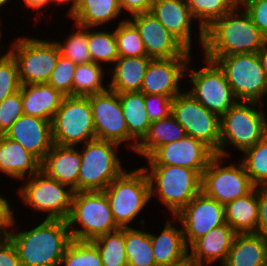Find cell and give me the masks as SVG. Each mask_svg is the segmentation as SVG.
Here are the masks:
<instances>
[{
	"mask_svg": "<svg viewBox=\"0 0 267 266\" xmlns=\"http://www.w3.org/2000/svg\"><path fill=\"white\" fill-rule=\"evenodd\" d=\"M15 215L6 235L15 246L21 266H60L72 238L67 220L44 219L29 230H18ZM15 228V230H14Z\"/></svg>",
	"mask_w": 267,
	"mask_h": 266,
	"instance_id": "cell-1",
	"label": "cell"
},
{
	"mask_svg": "<svg viewBox=\"0 0 267 266\" xmlns=\"http://www.w3.org/2000/svg\"><path fill=\"white\" fill-rule=\"evenodd\" d=\"M266 37L238 4L205 29L203 56L211 61L232 54L257 53Z\"/></svg>",
	"mask_w": 267,
	"mask_h": 266,
	"instance_id": "cell-2",
	"label": "cell"
},
{
	"mask_svg": "<svg viewBox=\"0 0 267 266\" xmlns=\"http://www.w3.org/2000/svg\"><path fill=\"white\" fill-rule=\"evenodd\" d=\"M263 107L255 102H237L220 118L217 156L229 159L230 151L226 148L231 146L243 153L267 135V115Z\"/></svg>",
	"mask_w": 267,
	"mask_h": 266,
	"instance_id": "cell-3",
	"label": "cell"
},
{
	"mask_svg": "<svg viewBox=\"0 0 267 266\" xmlns=\"http://www.w3.org/2000/svg\"><path fill=\"white\" fill-rule=\"evenodd\" d=\"M141 167L148 177L151 200L159 199L171 217L201 191V175L196 170L174 165Z\"/></svg>",
	"mask_w": 267,
	"mask_h": 266,
	"instance_id": "cell-4",
	"label": "cell"
},
{
	"mask_svg": "<svg viewBox=\"0 0 267 266\" xmlns=\"http://www.w3.org/2000/svg\"><path fill=\"white\" fill-rule=\"evenodd\" d=\"M67 223L71 238L78 241H91L120 228L104 191L74 192Z\"/></svg>",
	"mask_w": 267,
	"mask_h": 266,
	"instance_id": "cell-5",
	"label": "cell"
},
{
	"mask_svg": "<svg viewBox=\"0 0 267 266\" xmlns=\"http://www.w3.org/2000/svg\"><path fill=\"white\" fill-rule=\"evenodd\" d=\"M116 224L120 228L132 227L151 202L148 177L142 167L125 170L104 190Z\"/></svg>",
	"mask_w": 267,
	"mask_h": 266,
	"instance_id": "cell-6",
	"label": "cell"
},
{
	"mask_svg": "<svg viewBox=\"0 0 267 266\" xmlns=\"http://www.w3.org/2000/svg\"><path fill=\"white\" fill-rule=\"evenodd\" d=\"M81 147L78 192L103 191L126 170L117 154L120 144L95 138Z\"/></svg>",
	"mask_w": 267,
	"mask_h": 266,
	"instance_id": "cell-7",
	"label": "cell"
},
{
	"mask_svg": "<svg viewBox=\"0 0 267 266\" xmlns=\"http://www.w3.org/2000/svg\"><path fill=\"white\" fill-rule=\"evenodd\" d=\"M14 40L9 45V53L17 63L20 84L47 83L60 55L56 40L30 35Z\"/></svg>",
	"mask_w": 267,
	"mask_h": 266,
	"instance_id": "cell-8",
	"label": "cell"
},
{
	"mask_svg": "<svg viewBox=\"0 0 267 266\" xmlns=\"http://www.w3.org/2000/svg\"><path fill=\"white\" fill-rule=\"evenodd\" d=\"M25 180L17 194L22 204L40 214L45 213V219L67 220L72 204L74 191L68 186L49 177L42 170Z\"/></svg>",
	"mask_w": 267,
	"mask_h": 266,
	"instance_id": "cell-9",
	"label": "cell"
},
{
	"mask_svg": "<svg viewBox=\"0 0 267 266\" xmlns=\"http://www.w3.org/2000/svg\"><path fill=\"white\" fill-rule=\"evenodd\" d=\"M203 58L202 61L205 65L200 69L192 68L190 65L192 57L190 58L185 76H189L188 81L191 83L189 85L192 86L185 91L207 110L221 118L238 101L224 71L215 61Z\"/></svg>",
	"mask_w": 267,
	"mask_h": 266,
	"instance_id": "cell-10",
	"label": "cell"
},
{
	"mask_svg": "<svg viewBox=\"0 0 267 266\" xmlns=\"http://www.w3.org/2000/svg\"><path fill=\"white\" fill-rule=\"evenodd\" d=\"M215 62L224 71L238 102L264 104L267 75L257 53L221 56Z\"/></svg>",
	"mask_w": 267,
	"mask_h": 266,
	"instance_id": "cell-11",
	"label": "cell"
},
{
	"mask_svg": "<svg viewBox=\"0 0 267 266\" xmlns=\"http://www.w3.org/2000/svg\"><path fill=\"white\" fill-rule=\"evenodd\" d=\"M53 144L79 146L95 139L88 97L65 96L51 121Z\"/></svg>",
	"mask_w": 267,
	"mask_h": 266,
	"instance_id": "cell-12",
	"label": "cell"
},
{
	"mask_svg": "<svg viewBox=\"0 0 267 266\" xmlns=\"http://www.w3.org/2000/svg\"><path fill=\"white\" fill-rule=\"evenodd\" d=\"M226 159L216 155L201 175V191L224 206L255 188L244 165Z\"/></svg>",
	"mask_w": 267,
	"mask_h": 266,
	"instance_id": "cell-13",
	"label": "cell"
},
{
	"mask_svg": "<svg viewBox=\"0 0 267 266\" xmlns=\"http://www.w3.org/2000/svg\"><path fill=\"white\" fill-rule=\"evenodd\" d=\"M172 115L185 129L186 135L203 141L215 153L220 147V117L182 91L172 102Z\"/></svg>",
	"mask_w": 267,
	"mask_h": 266,
	"instance_id": "cell-14",
	"label": "cell"
},
{
	"mask_svg": "<svg viewBox=\"0 0 267 266\" xmlns=\"http://www.w3.org/2000/svg\"><path fill=\"white\" fill-rule=\"evenodd\" d=\"M93 114L95 137L124 144L135 151L137 142L129 135L119 95L107 90L88 96Z\"/></svg>",
	"mask_w": 267,
	"mask_h": 266,
	"instance_id": "cell-15",
	"label": "cell"
},
{
	"mask_svg": "<svg viewBox=\"0 0 267 266\" xmlns=\"http://www.w3.org/2000/svg\"><path fill=\"white\" fill-rule=\"evenodd\" d=\"M181 224L184 241L189 248L197 239L225 221V206L200 191L175 216Z\"/></svg>",
	"mask_w": 267,
	"mask_h": 266,
	"instance_id": "cell-16",
	"label": "cell"
},
{
	"mask_svg": "<svg viewBox=\"0 0 267 266\" xmlns=\"http://www.w3.org/2000/svg\"><path fill=\"white\" fill-rule=\"evenodd\" d=\"M127 19L137 28L147 57L151 59H170L194 56L150 12L127 16Z\"/></svg>",
	"mask_w": 267,
	"mask_h": 266,
	"instance_id": "cell-17",
	"label": "cell"
},
{
	"mask_svg": "<svg viewBox=\"0 0 267 266\" xmlns=\"http://www.w3.org/2000/svg\"><path fill=\"white\" fill-rule=\"evenodd\" d=\"M215 156V152L203 141L186 135L181 140L160 146L146 159L148 165L182 166L202 175Z\"/></svg>",
	"mask_w": 267,
	"mask_h": 266,
	"instance_id": "cell-18",
	"label": "cell"
},
{
	"mask_svg": "<svg viewBox=\"0 0 267 266\" xmlns=\"http://www.w3.org/2000/svg\"><path fill=\"white\" fill-rule=\"evenodd\" d=\"M190 58L152 59L144 75L141 92L165 95L174 99L184 90L179 83L186 78L185 73Z\"/></svg>",
	"mask_w": 267,
	"mask_h": 266,
	"instance_id": "cell-19",
	"label": "cell"
},
{
	"mask_svg": "<svg viewBox=\"0 0 267 266\" xmlns=\"http://www.w3.org/2000/svg\"><path fill=\"white\" fill-rule=\"evenodd\" d=\"M18 142L40 162L53 146L51 121L21 115L4 134Z\"/></svg>",
	"mask_w": 267,
	"mask_h": 266,
	"instance_id": "cell-20",
	"label": "cell"
},
{
	"mask_svg": "<svg viewBox=\"0 0 267 266\" xmlns=\"http://www.w3.org/2000/svg\"><path fill=\"white\" fill-rule=\"evenodd\" d=\"M150 13L189 51H193V22L186 0H153Z\"/></svg>",
	"mask_w": 267,
	"mask_h": 266,
	"instance_id": "cell-21",
	"label": "cell"
},
{
	"mask_svg": "<svg viewBox=\"0 0 267 266\" xmlns=\"http://www.w3.org/2000/svg\"><path fill=\"white\" fill-rule=\"evenodd\" d=\"M236 234L227 223L211 229L188 248V257L196 266H212L217 262L221 266Z\"/></svg>",
	"mask_w": 267,
	"mask_h": 266,
	"instance_id": "cell-22",
	"label": "cell"
},
{
	"mask_svg": "<svg viewBox=\"0 0 267 266\" xmlns=\"http://www.w3.org/2000/svg\"><path fill=\"white\" fill-rule=\"evenodd\" d=\"M77 148V146L53 144L40 163V170L74 192H78V174L81 165V154Z\"/></svg>",
	"mask_w": 267,
	"mask_h": 266,
	"instance_id": "cell-23",
	"label": "cell"
},
{
	"mask_svg": "<svg viewBox=\"0 0 267 266\" xmlns=\"http://www.w3.org/2000/svg\"><path fill=\"white\" fill-rule=\"evenodd\" d=\"M171 219L166 217L159 235L149 232L156 266L173 265L188 257L181 224L174 216ZM174 222H177L176 225ZM178 223L180 227H177Z\"/></svg>",
	"mask_w": 267,
	"mask_h": 266,
	"instance_id": "cell-24",
	"label": "cell"
},
{
	"mask_svg": "<svg viewBox=\"0 0 267 266\" xmlns=\"http://www.w3.org/2000/svg\"><path fill=\"white\" fill-rule=\"evenodd\" d=\"M40 161L18 142L0 135V172L5 176L21 180L40 170Z\"/></svg>",
	"mask_w": 267,
	"mask_h": 266,
	"instance_id": "cell-25",
	"label": "cell"
},
{
	"mask_svg": "<svg viewBox=\"0 0 267 266\" xmlns=\"http://www.w3.org/2000/svg\"><path fill=\"white\" fill-rule=\"evenodd\" d=\"M23 114L52 121L64 95L48 83L21 85Z\"/></svg>",
	"mask_w": 267,
	"mask_h": 266,
	"instance_id": "cell-26",
	"label": "cell"
},
{
	"mask_svg": "<svg viewBox=\"0 0 267 266\" xmlns=\"http://www.w3.org/2000/svg\"><path fill=\"white\" fill-rule=\"evenodd\" d=\"M152 59L147 56L119 57L109 69V90L116 93L141 91L144 75Z\"/></svg>",
	"mask_w": 267,
	"mask_h": 266,
	"instance_id": "cell-27",
	"label": "cell"
},
{
	"mask_svg": "<svg viewBox=\"0 0 267 266\" xmlns=\"http://www.w3.org/2000/svg\"><path fill=\"white\" fill-rule=\"evenodd\" d=\"M122 11L119 0H79L67 17L84 28H100L120 19ZM103 25V26H102Z\"/></svg>",
	"mask_w": 267,
	"mask_h": 266,
	"instance_id": "cell-28",
	"label": "cell"
},
{
	"mask_svg": "<svg viewBox=\"0 0 267 266\" xmlns=\"http://www.w3.org/2000/svg\"><path fill=\"white\" fill-rule=\"evenodd\" d=\"M267 260V239L255 234H236L221 266H261Z\"/></svg>",
	"mask_w": 267,
	"mask_h": 266,
	"instance_id": "cell-29",
	"label": "cell"
},
{
	"mask_svg": "<svg viewBox=\"0 0 267 266\" xmlns=\"http://www.w3.org/2000/svg\"><path fill=\"white\" fill-rule=\"evenodd\" d=\"M185 136V129L171 113L168 117L150 124L146 135L137 144L134 152L141 158H148L160 146L181 140Z\"/></svg>",
	"mask_w": 267,
	"mask_h": 266,
	"instance_id": "cell-30",
	"label": "cell"
},
{
	"mask_svg": "<svg viewBox=\"0 0 267 266\" xmlns=\"http://www.w3.org/2000/svg\"><path fill=\"white\" fill-rule=\"evenodd\" d=\"M225 221L237 234L256 233L258 226L256 188L225 205Z\"/></svg>",
	"mask_w": 267,
	"mask_h": 266,
	"instance_id": "cell-31",
	"label": "cell"
},
{
	"mask_svg": "<svg viewBox=\"0 0 267 266\" xmlns=\"http://www.w3.org/2000/svg\"><path fill=\"white\" fill-rule=\"evenodd\" d=\"M129 135L139 143L150 127L145 108V94L141 91L118 93Z\"/></svg>",
	"mask_w": 267,
	"mask_h": 266,
	"instance_id": "cell-32",
	"label": "cell"
},
{
	"mask_svg": "<svg viewBox=\"0 0 267 266\" xmlns=\"http://www.w3.org/2000/svg\"><path fill=\"white\" fill-rule=\"evenodd\" d=\"M139 222L141 229L124 228L128 266H156L150 233L142 229L146 221L142 217Z\"/></svg>",
	"mask_w": 267,
	"mask_h": 266,
	"instance_id": "cell-33",
	"label": "cell"
},
{
	"mask_svg": "<svg viewBox=\"0 0 267 266\" xmlns=\"http://www.w3.org/2000/svg\"><path fill=\"white\" fill-rule=\"evenodd\" d=\"M195 20L197 19L199 27V38L197 43L203 49L205 41V29H207L215 20L231 12L238 4L239 0H186Z\"/></svg>",
	"mask_w": 267,
	"mask_h": 266,
	"instance_id": "cell-34",
	"label": "cell"
},
{
	"mask_svg": "<svg viewBox=\"0 0 267 266\" xmlns=\"http://www.w3.org/2000/svg\"><path fill=\"white\" fill-rule=\"evenodd\" d=\"M106 68L94 62L77 65L73 76L72 96L88 97L109 90V86H104L108 82L104 77L109 70Z\"/></svg>",
	"mask_w": 267,
	"mask_h": 266,
	"instance_id": "cell-35",
	"label": "cell"
},
{
	"mask_svg": "<svg viewBox=\"0 0 267 266\" xmlns=\"http://www.w3.org/2000/svg\"><path fill=\"white\" fill-rule=\"evenodd\" d=\"M88 28V49L92 62L103 65H110V69L119 58L117 40L114 30H98V27Z\"/></svg>",
	"mask_w": 267,
	"mask_h": 266,
	"instance_id": "cell-36",
	"label": "cell"
},
{
	"mask_svg": "<svg viewBox=\"0 0 267 266\" xmlns=\"http://www.w3.org/2000/svg\"><path fill=\"white\" fill-rule=\"evenodd\" d=\"M91 242L98 249L103 266H128L124 228L100 235Z\"/></svg>",
	"mask_w": 267,
	"mask_h": 266,
	"instance_id": "cell-37",
	"label": "cell"
},
{
	"mask_svg": "<svg viewBox=\"0 0 267 266\" xmlns=\"http://www.w3.org/2000/svg\"><path fill=\"white\" fill-rule=\"evenodd\" d=\"M243 156L241 163L252 184L255 187L267 186V135L254 146L245 150Z\"/></svg>",
	"mask_w": 267,
	"mask_h": 266,
	"instance_id": "cell-38",
	"label": "cell"
},
{
	"mask_svg": "<svg viewBox=\"0 0 267 266\" xmlns=\"http://www.w3.org/2000/svg\"><path fill=\"white\" fill-rule=\"evenodd\" d=\"M75 25V29L72 27V33L63 42L57 40L56 44L59 47L60 54L76 65L90 63L92 59L88 49V28Z\"/></svg>",
	"mask_w": 267,
	"mask_h": 266,
	"instance_id": "cell-39",
	"label": "cell"
},
{
	"mask_svg": "<svg viewBox=\"0 0 267 266\" xmlns=\"http://www.w3.org/2000/svg\"><path fill=\"white\" fill-rule=\"evenodd\" d=\"M126 17L118 20L114 29L119 57L147 56L142 38L137 28Z\"/></svg>",
	"mask_w": 267,
	"mask_h": 266,
	"instance_id": "cell-40",
	"label": "cell"
},
{
	"mask_svg": "<svg viewBox=\"0 0 267 266\" xmlns=\"http://www.w3.org/2000/svg\"><path fill=\"white\" fill-rule=\"evenodd\" d=\"M60 266H103L101 256L91 241L72 239L62 256Z\"/></svg>",
	"mask_w": 267,
	"mask_h": 266,
	"instance_id": "cell-41",
	"label": "cell"
},
{
	"mask_svg": "<svg viewBox=\"0 0 267 266\" xmlns=\"http://www.w3.org/2000/svg\"><path fill=\"white\" fill-rule=\"evenodd\" d=\"M76 66L75 63L60 54L47 83L64 96H72L73 76Z\"/></svg>",
	"mask_w": 267,
	"mask_h": 266,
	"instance_id": "cell-42",
	"label": "cell"
},
{
	"mask_svg": "<svg viewBox=\"0 0 267 266\" xmlns=\"http://www.w3.org/2000/svg\"><path fill=\"white\" fill-rule=\"evenodd\" d=\"M18 67L11 54L0 62V103L20 90Z\"/></svg>",
	"mask_w": 267,
	"mask_h": 266,
	"instance_id": "cell-43",
	"label": "cell"
},
{
	"mask_svg": "<svg viewBox=\"0 0 267 266\" xmlns=\"http://www.w3.org/2000/svg\"><path fill=\"white\" fill-rule=\"evenodd\" d=\"M23 115L21 90L8 96L0 103V135L12 126Z\"/></svg>",
	"mask_w": 267,
	"mask_h": 266,
	"instance_id": "cell-44",
	"label": "cell"
},
{
	"mask_svg": "<svg viewBox=\"0 0 267 266\" xmlns=\"http://www.w3.org/2000/svg\"><path fill=\"white\" fill-rule=\"evenodd\" d=\"M172 102L165 95L145 94V108L150 122L168 117L172 113Z\"/></svg>",
	"mask_w": 267,
	"mask_h": 266,
	"instance_id": "cell-45",
	"label": "cell"
},
{
	"mask_svg": "<svg viewBox=\"0 0 267 266\" xmlns=\"http://www.w3.org/2000/svg\"><path fill=\"white\" fill-rule=\"evenodd\" d=\"M239 5L267 38V0H239Z\"/></svg>",
	"mask_w": 267,
	"mask_h": 266,
	"instance_id": "cell-46",
	"label": "cell"
},
{
	"mask_svg": "<svg viewBox=\"0 0 267 266\" xmlns=\"http://www.w3.org/2000/svg\"><path fill=\"white\" fill-rule=\"evenodd\" d=\"M0 266H21L17 250L6 234H0Z\"/></svg>",
	"mask_w": 267,
	"mask_h": 266,
	"instance_id": "cell-47",
	"label": "cell"
},
{
	"mask_svg": "<svg viewBox=\"0 0 267 266\" xmlns=\"http://www.w3.org/2000/svg\"><path fill=\"white\" fill-rule=\"evenodd\" d=\"M258 198V226L255 234L267 239V186H256Z\"/></svg>",
	"mask_w": 267,
	"mask_h": 266,
	"instance_id": "cell-48",
	"label": "cell"
},
{
	"mask_svg": "<svg viewBox=\"0 0 267 266\" xmlns=\"http://www.w3.org/2000/svg\"><path fill=\"white\" fill-rule=\"evenodd\" d=\"M119 4L122 13L130 17L134 14L150 12L153 0H119Z\"/></svg>",
	"mask_w": 267,
	"mask_h": 266,
	"instance_id": "cell-49",
	"label": "cell"
},
{
	"mask_svg": "<svg viewBox=\"0 0 267 266\" xmlns=\"http://www.w3.org/2000/svg\"><path fill=\"white\" fill-rule=\"evenodd\" d=\"M4 195H0V234H5L11 226L15 210L11 205V201L6 199Z\"/></svg>",
	"mask_w": 267,
	"mask_h": 266,
	"instance_id": "cell-50",
	"label": "cell"
},
{
	"mask_svg": "<svg viewBox=\"0 0 267 266\" xmlns=\"http://www.w3.org/2000/svg\"><path fill=\"white\" fill-rule=\"evenodd\" d=\"M21 1L24 2V5L26 6L27 10L30 8L31 10L33 9L35 11V13H36V16L34 18L36 21L35 23H39L40 21L42 22L41 16H42V18H44L43 17L44 14H42V13L47 12L46 11L47 8L50 9L49 5H51V6L55 5V4H52L53 0H21Z\"/></svg>",
	"mask_w": 267,
	"mask_h": 266,
	"instance_id": "cell-51",
	"label": "cell"
},
{
	"mask_svg": "<svg viewBox=\"0 0 267 266\" xmlns=\"http://www.w3.org/2000/svg\"><path fill=\"white\" fill-rule=\"evenodd\" d=\"M262 68L267 75V38L265 39L262 47L257 51Z\"/></svg>",
	"mask_w": 267,
	"mask_h": 266,
	"instance_id": "cell-52",
	"label": "cell"
},
{
	"mask_svg": "<svg viewBox=\"0 0 267 266\" xmlns=\"http://www.w3.org/2000/svg\"><path fill=\"white\" fill-rule=\"evenodd\" d=\"M54 3H55V6H57V7L59 5H61V6L63 5L64 7H67L68 6V3H69L71 6H70L69 11H67V14H66V16H67L70 12H72L75 9V7L79 3V0H53V4Z\"/></svg>",
	"mask_w": 267,
	"mask_h": 266,
	"instance_id": "cell-53",
	"label": "cell"
},
{
	"mask_svg": "<svg viewBox=\"0 0 267 266\" xmlns=\"http://www.w3.org/2000/svg\"><path fill=\"white\" fill-rule=\"evenodd\" d=\"M168 266H196L189 257H187L186 259H184L181 262H178L176 264L173 265H168Z\"/></svg>",
	"mask_w": 267,
	"mask_h": 266,
	"instance_id": "cell-54",
	"label": "cell"
},
{
	"mask_svg": "<svg viewBox=\"0 0 267 266\" xmlns=\"http://www.w3.org/2000/svg\"><path fill=\"white\" fill-rule=\"evenodd\" d=\"M2 30L3 29L0 28V43L2 42V37H4V36H2L4 33ZM0 47H1L0 49L2 50V47H4V45L1 46V44H0ZM1 50H0V62L10 54L9 50H7L8 52L6 51L5 53H1V52H3Z\"/></svg>",
	"mask_w": 267,
	"mask_h": 266,
	"instance_id": "cell-55",
	"label": "cell"
},
{
	"mask_svg": "<svg viewBox=\"0 0 267 266\" xmlns=\"http://www.w3.org/2000/svg\"><path fill=\"white\" fill-rule=\"evenodd\" d=\"M12 0H0V13H3L2 12V8H3V10H4V7L7 5V4H10V2H11ZM0 18H2V17H0ZM2 22L3 21H1V19H0V28H3V26H2ZM2 26V27H1Z\"/></svg>",
	"mask_w": 267,
	"mask_h": 266,
	"instance_id": "cell-56",
	"label": "cell"
},
{
	"mask_svg": "<svg viewBox=\"0 0 267 266\" xmlns=\"http://www.w3.org/2000/svg\"><path fill=\"white\" fill-rule=\"evenodd\" d=\"M261 266H267V260Z\"/></svg>",
	"mask_w": 267,
	"mask_h": 266,
	"instance_id": "cell-57",
	"label": "cell"
}]
</instances>
